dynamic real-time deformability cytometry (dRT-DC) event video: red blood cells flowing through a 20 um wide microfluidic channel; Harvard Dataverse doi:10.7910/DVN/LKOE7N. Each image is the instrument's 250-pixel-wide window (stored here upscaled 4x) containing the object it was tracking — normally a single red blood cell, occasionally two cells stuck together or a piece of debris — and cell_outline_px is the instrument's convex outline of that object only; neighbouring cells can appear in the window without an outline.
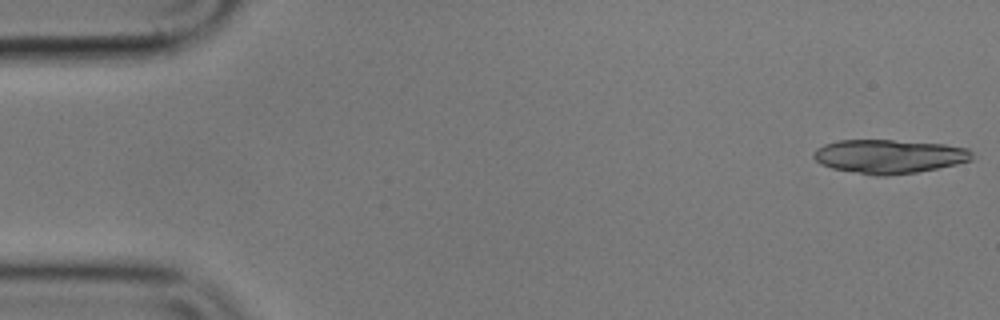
{"species": "common noctule bat (a hibernating species)", "species_latin": "Nyctalus noctula", "temperature_condition": "cold", "stored_images_in_passage": 39, "camera_frame_rate_fps": 3000, "um_per_image_px": 0.085, "animal": {"sex": "male", "body_mass_g": 17.9}, "frame": {"image": 1, "passage_image": 1, "time_ms": 0.0, "image_size_px": [1000, 320], "cell_outline_px": [[972, 160], [956, 164], [916, 172], [888, 176], [876, 176], [832, 168], [820, 164], [812, 156], [812, 152], [816, 148], [824, 144], [836, 140], [892, 140], [944, 144], [968, 148], [972, 152]], "centroid_in_image_um": [75.54, 13.29], "position_along_channel_um": 9.5, "area_um2": 31.33}}
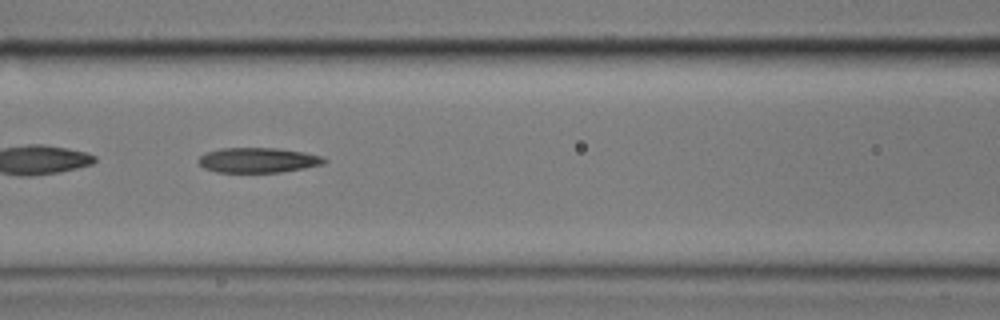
{"frame": {"image": 2, "passage_image": 23, "time_ms": 7.333, "image_size_px": [1000, 320], "cell_outline_px": [[328, 160], [324, 164], [304, 168], [280, 172], [216, 172], [204, 168], [196, 160], [200, 156], [208, 152], [220, 148], [280, 148], [304, 152], [324, 156]], "centroid_in_image_um": [21.96, 13.61], "position_along_channel_um": 144.6, "area_um2": 18.44}}
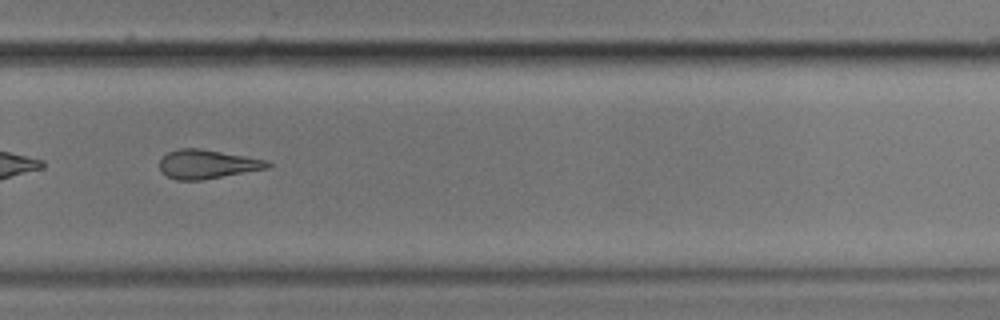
{"frame": {"image": 3, "passage_image": 37, "time_ms": 12.0, "image_size_px": [1000, 320], "cell_outline_px": [[272, 164], [268, 168], [200, 180], [176, 180], [160, 172], [160, 156], [168, 152], [180, 148], [200, 148], [268, 160]], "centroid_in_image_um": [17.58, 13.94], "position_along_channel_um": 312.2, "area_um2": 18.21}}